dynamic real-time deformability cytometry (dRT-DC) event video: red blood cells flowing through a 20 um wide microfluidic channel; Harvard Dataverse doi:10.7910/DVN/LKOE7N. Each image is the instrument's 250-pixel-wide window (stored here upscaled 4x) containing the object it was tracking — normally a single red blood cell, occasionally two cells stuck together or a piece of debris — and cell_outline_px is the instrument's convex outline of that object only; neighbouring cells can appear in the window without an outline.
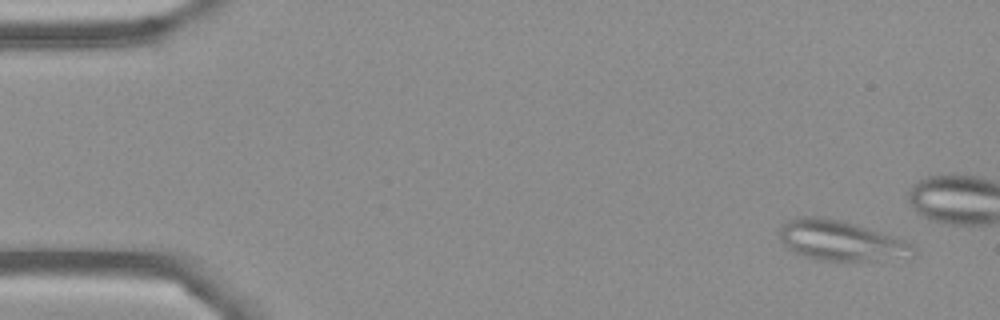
{"species": "Egyptian fruit bat (a non-hibernating species)", "species_latin": "Rousettus aegyptiacus", "temperature_condition": "cold", "stored_images_in_passage": 5, "camera_frame_rate_fps": 3000, "um_per_image_px": 0.085, "frame": {"image": 1, "passage_image": 1, "time_ms": 0.0, "image_size_px": [1000, 320], "cell_outline_px": [[916, 248], [872, 260], [816, 260], [796, 252], [788, 248], [780, 240], [780, 228], [788, 220], [796, 216], [820, 216], [840, 220], [908, 240]], "centroid_in_image_um": [71.28, 20.39], "position_along_channel_um": 13.7, "area_um2": 29.88}}